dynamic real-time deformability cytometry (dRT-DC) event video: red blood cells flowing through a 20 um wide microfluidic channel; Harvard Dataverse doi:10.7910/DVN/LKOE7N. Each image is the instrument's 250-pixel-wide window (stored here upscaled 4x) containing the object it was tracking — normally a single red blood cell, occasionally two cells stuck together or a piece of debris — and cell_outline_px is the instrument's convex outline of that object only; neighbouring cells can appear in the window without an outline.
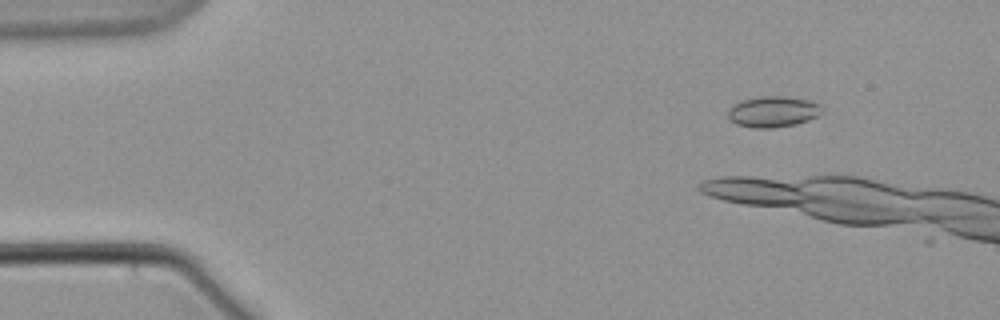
{"species": "common noctule bat (a hibernating species)", "species_latin": "Nyctalus noctula", "temperature_condition": "warm", "stored_images_in_passage": 5, "camera_frame_rate_fps": 3000, "um_per_image_px": 0.085, "animal": {"sex": "male", "body_mass_g": 21.5, "forearm_length_mm": 52.0}, "frame": {"image": 1, "passage_image": 3, "time_ms": 2.333, "image_size_px": [1000, 320], "cell_outline_px": [[820, 104], [816, 116], [808, 120], [796, 124], [772, 128], [752, 128], [736, 124], [728, 120], [728, 108], [732, 104], [744, 100], [764, 96], [784, 96], [808, 100]], "centroid_in_image_um": [65.62, 9.5], "position_along_channel_um": 19.4, "area_um2": 16.76}}